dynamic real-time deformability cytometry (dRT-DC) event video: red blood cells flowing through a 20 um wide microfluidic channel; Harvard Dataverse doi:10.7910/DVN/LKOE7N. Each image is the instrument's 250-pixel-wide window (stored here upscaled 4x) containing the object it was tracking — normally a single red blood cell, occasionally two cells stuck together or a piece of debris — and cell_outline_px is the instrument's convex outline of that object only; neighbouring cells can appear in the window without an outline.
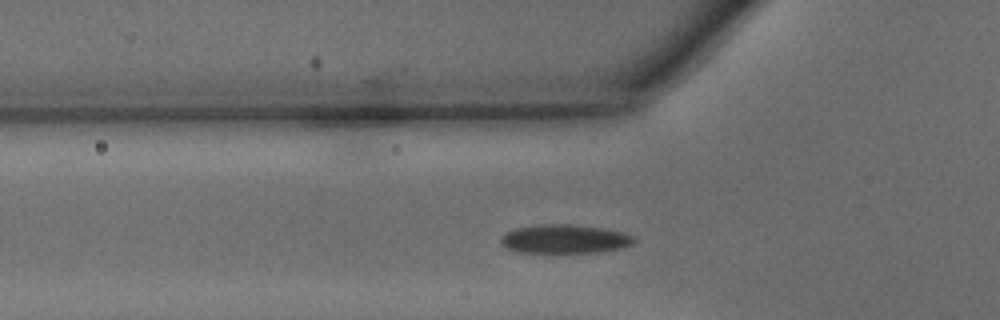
{"species": "common noctule bat (a hibernating species)", "species_latin": "Nyctalus noctula", "temperature_condition": "warm", "stored_images_in_passage": 14, "camera_frame_rate_fps": 3000, "um_per_image_px": 0.085, "animal": {"sex": "male", "body_mass_g": 15.6}, "frame": {"image": 1, "passage_image": 3, "time_ms": 0.667, "image_size_px": [1000, 320], "cell_outline_px": [[636, 240], [632, 244], [620, 248], [596, 252], [516, 252], [500, 244], [500, 236], [504, 232], [516, 228], [544, 224], [568, 224], [604, 228], [624, 232], [632, 236]], "centroid_in_image_um": [47.96, 20.3], "position_along_channel_um": 77.8, "area_um2": 22.31}}
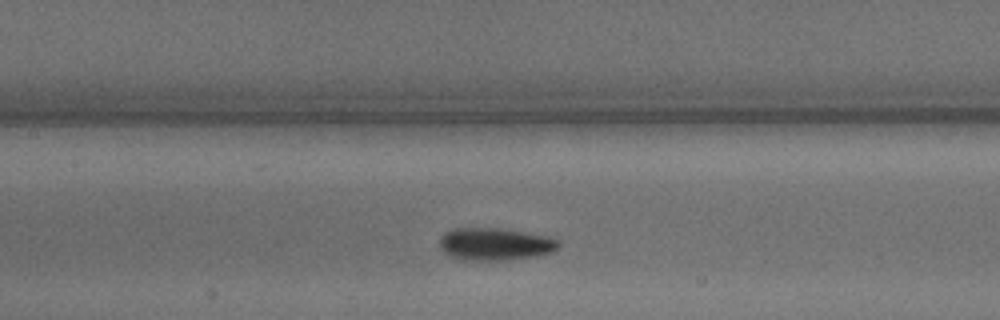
{"frame": {"image": 2, "passage_image": 9, "time_ms": 2.667, "image_size_px": [1000, 320], "cell_outline_px": [[560, 244], [552, 252], [536, 256], [512, 260], [460, 260], [448, 256], [440, 248], [440, 236], [444, 232], [452, 228], [504, 228], [552, 236], [560, 240]], "centroid_in_image_um": [42.09, 20.74], "position_along_channel_um": 165.3, "area_um2": 23.12}}
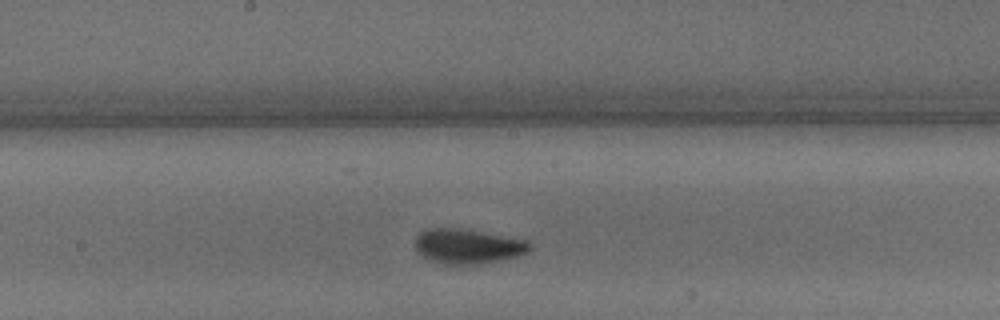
{"frame": {"image": 3, "passage_image": 12, "time_ms": 3.667, "image_size_px": [1000, 320], "cell_outline_px": [[532, 248], [528, 252], [516, 256], [476, 264], [440, 264], [428, 260], [416, 252], [416, 236], [424, 228], [460, 228], [524, 240], [532, 244]], "centroid_in_image_um": [39.68, 20.93], "position_along_channel_um": 208.5, "area_um2": 23.06}}